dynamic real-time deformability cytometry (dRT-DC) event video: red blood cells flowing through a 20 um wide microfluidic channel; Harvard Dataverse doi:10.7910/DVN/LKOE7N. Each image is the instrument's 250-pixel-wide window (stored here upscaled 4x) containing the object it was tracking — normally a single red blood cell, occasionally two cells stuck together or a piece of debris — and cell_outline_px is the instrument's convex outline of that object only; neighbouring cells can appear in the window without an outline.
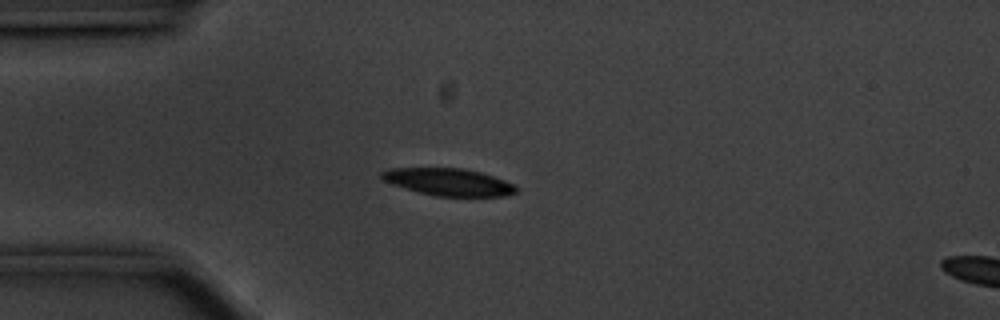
{"species": "common noctule bat (a hibernating species)", "species_latin": "Nyctalus noctula", "temperature_condition": "cold", "stored_images_in_passage": 43, "camera_frame_rate_fps": 3000, "um_per_image_px": 0.085, "animal": {"sex": "male", "body_mass_g": 20.1, "forearm_length_mm": 53.5}, "frame": {"image": 1, "passage_image": 1, "time_ms": 0.0, "image_size_px": [1000, 320], "cell_outline_px": [[516, 192], [504, 196], [436, 196], [420, 192], [392, 184], [384, 180], [380, 176], [380, 172], [392, 168], [464, 168], [480, 172], [516, 184]], "centroid_in_image_um": [38.14, 15.46], "position_along_channel_um": 46.9, "area_um2": 21.15}}
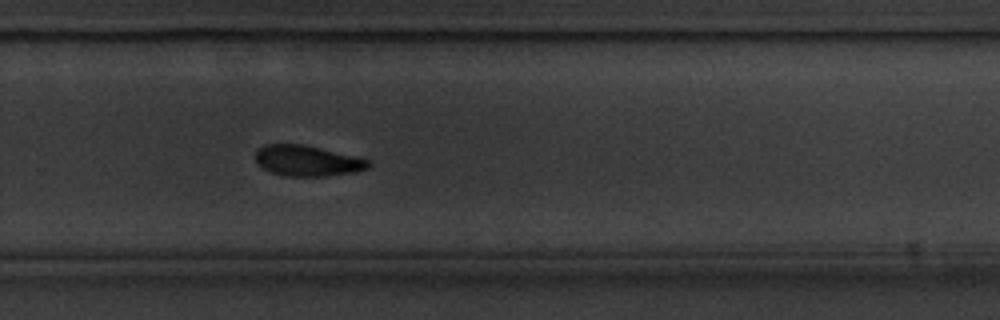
{"frame": {"image": 2, "passage_image": 24, "time_ms": 7.667, "image_size_px": [1000, 320], "cell_outline_px": [[368, 168], [352, 172], [328, 176], [284, 176], [260, 168], [256, 164], [256, 148], [264, 144], [304, 144], [356, 156], [368, 160]], "centroid_in_image_um": [26.04, 13.66], "position_along_channel_um": 303.8, "area_um2": 20.29}}
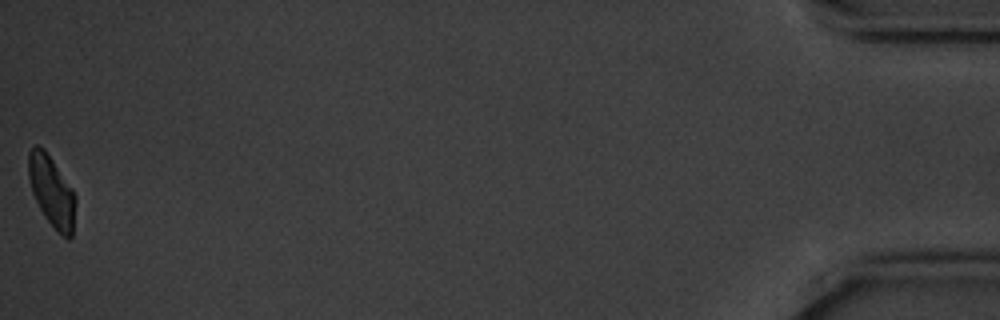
{"frame": {"image": 3, "passage_image": 43, "time_ms": 14.0, "image_size_px": [1000, 320], "cell_outline_px": [[76, 204], [72, 236], [68, 240], [56, 232], [44, 216], [32, 192], [28, 176], [28, 152], [36, 144], [44, 148], [72, 188], [76, 196]], "centroid_in_image_um": [4.4, 16.29], "position_along_channel_um": 430.8, "area_um2": 19.59}, "authors_computed_cell_mechanics": {"area_um2": 21.386, "velocity_mm_per_s": 3.5349, "shape_relaxation_time_tau1_ms": 3.3795, "shape_relaxation_time_tau2_ms": null, "deformation_change_tau1": 0.1062, "deformation_change_tau2": null}}